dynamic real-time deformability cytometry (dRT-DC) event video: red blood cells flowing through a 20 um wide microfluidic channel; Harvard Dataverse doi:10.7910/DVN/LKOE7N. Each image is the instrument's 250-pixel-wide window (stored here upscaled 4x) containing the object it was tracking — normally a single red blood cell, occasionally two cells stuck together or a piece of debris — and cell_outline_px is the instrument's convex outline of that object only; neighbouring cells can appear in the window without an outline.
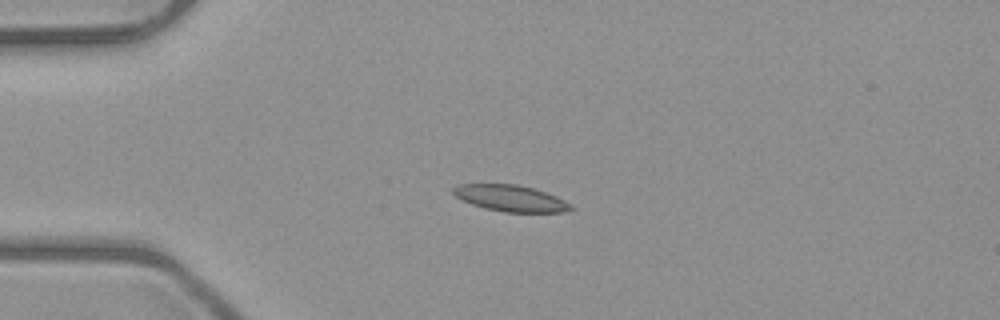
{"species": "common noctule bat (a hibernating species)", "species_latin": "Nyctalus noctula", "temperature_condition": "room temperature", "stored_images_in_passage": 4, "camera_frame_rate_fps": 3000, "um_per_image_px": 0.085, "animal": {"sex": "male", "body_mass_g": 23.1, "forearm_length_mm": 52.7}, "frame": {"image": 1, "passage_image": 3, "time_ms": 3.0, "image_size_px": [1000, 320], "cell_outline_px": [[576, 208], [564, 212], [504, 212], [484, 208], [472, 204], [456, 196], [452, 192], [452, 188], [456, 184], [516, 184], [532, 188], [556, 196], [564, 200]], "centroid_in_image_um": [43.4, 16.85], "position_along_channel_um": 41.6, "area_um2": 17.98}}